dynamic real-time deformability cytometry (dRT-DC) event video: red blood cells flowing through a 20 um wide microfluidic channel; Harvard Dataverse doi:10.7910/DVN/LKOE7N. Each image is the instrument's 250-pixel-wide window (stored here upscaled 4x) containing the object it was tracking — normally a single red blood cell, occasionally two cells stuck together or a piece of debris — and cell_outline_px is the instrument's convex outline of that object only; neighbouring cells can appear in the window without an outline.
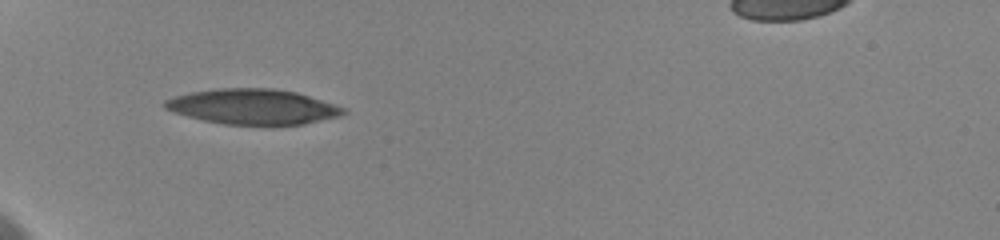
{"species": "human", "species_latin": "Homo sapiens", "temperature_condition": "cold", "stored_images_in_passage": 53, "camera_frame_rate_fps": 3000, "um_per_image_px": 0.085, "donor": {"sex": "female"}, "frame": {"image": 1, "passage_image": 1, "time_ms": 0.0, "image_size_px": [1000, 240], "cell_outline_px": [[348, 112], [340, 116], [304, 124], [224, 124], [204, 120], [188, 116], [164, 108], [160, 104], [164, 100], [176, 96], [192, 92], [216, 88], [272, 88], [296, 92], [344, 108]], "centroid_in_image_um": [21.47, 9.06], "position_along_channel_um": 63.5, "area_um2": 36.24}}
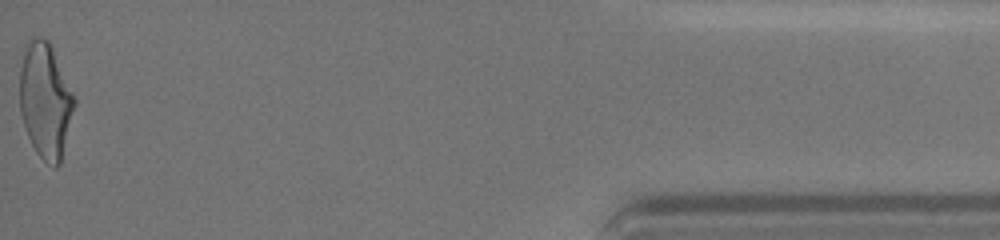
{"frame": {"image": 2, "passage_image": 52, "time_ms": 12.333, "image_size_px": [1000, 240], "cell_outline_px": [[76, 104], [60, 164], [56, 168], [44, 160], [36, 152], [28, 136], [20, 112], [20, 68], [24, 44], [36, 36], [40, 36], [48, 40], [52, 48], [76, 100]], "centroid_in_image_um": [3.85, 8.53], "position_along_channel_um": 431.4, "area_um2": 36.59}, "authors_computed_cell_mechanics": {"area_um2": 36.125, "velocity_mm_per_s": 3.6069, "shape_relaxation_time_tau1_ms": 5.6798, "shape_relaxation_time_tau2_ms": 1.8687, "deformation_change_tau1": 0.1864, "deformation_change_tau2": 0.1007}}